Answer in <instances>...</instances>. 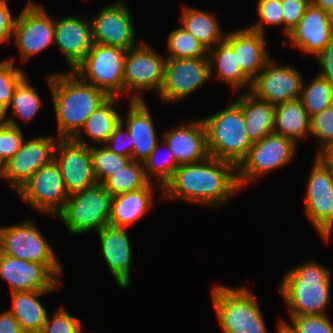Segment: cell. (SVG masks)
<instances>
[{
    "label": "cell",
    "mask_w": 333,
    "mask_h": 333,
    "mask_svg": "<svg viewBox=\"0 0 333 333\" xmlns=\"http://www.w3.org/2000/svg\"><path fill=\"white\" fill-rule=\"evenodd\" d=\"M166 59L208 57V50L183 27L170 32L167 40Z\"/></svg>",
    "instance_id": "obj_36"
},
{
    "label": "cell",
    "mask_w": 333,
    "mask_h": 333,
    "mask_svg": "<svg viewBox=\"0 0 333 333\" xmlns=\"http://www.w3.org/2000/svg\"><path fill=\"white\" fill-rule=\"evenodd\" d=\"M210 79L209 57L166 59L158 97L165 103L181 101Z\"/></svg>",
    "instance_id": "obj_14"
},
{
    "label": "cell",
    "mask_w": 333,
    "mask_h": 333,
    "mask_svg": "<svg viewBox=\"0 0 333 333\" xmlns=\"http://www.w3.org/2000/svg\"><path fill=\"white\" fill-rule=\"evenodd\" d=\"M7 107L3 102L0 101V125L6 124L8 122L7 116Z\"/></svg>",
    "instance_id": "obj_52"
},
{
    "label": "cell",
    "mask_w": 333,
    "mask_h": 333,
    "mask_svg": "<svg viewBox=\"0 0 333 333\" xmlns=\"http://www.w3.org/2000/svg\"><path fill=\"white\" fill-rule=\"evenodd\" d=\"M29 76H25L16 86L7 111L11 109L12 116H8V124L20 127L17 123L19 117L25 122L31 121L42 106V100L35 88L30 85ZM16 117V118H15Z\"/></svg>",
    "instance_id": "obj_33"
},
{
    "label": "cell",
    "mask_w": 333,
    "mask_h": 333,
    "mask_svg": "<svg viewBox=\"0 0 333 333\" xmlns=\"http://www.w3.org/2000/svg\"><path fill=\"white\" fill-rule=\"evenodd\" d=\"M128 108L127 115H121L120 122L133 139L132 160L143 163L159 143L156 123L152 120L146 101H129Z\"/></svg>",
    "instance_id": "obj_25"
},
{
    "label": "cell",
    "mask_w": 333,
    "mask_h": 333,
    "mask_svg": "<svg viewBox=\"0 0 333 333\" xmlns=\"http://www.w3.org/2000/svg\"><path fill=\"white\" fill-rule=\"evenodd\" d=\"M58 138L38 136L24 139L21 148L7 161L3 175L16 192L38 169L54 159Z\"/></svg>",
    "instance_id": "obj_18"
},
{
    "label": "cell",
    "mask_w": 333,
    "mask_h": 333,
    "mask_svg": "<svg viewBox=\"0 0 333 333\" xmlns=\"http://www.w3.org/2000/svg\"><path fill=\"white\" fill-rule=\"evenodd\" d=\"M104 146L118 155L132 159L133 139L121 122L116 126Z\"/></svg>",
    "instance_id": "obj_45"
},
{
    "label": "cell",
    "mask_w": 333,
    "mask_h": 333,
    "mask_svg": "<svg viewBox=\"0 0 333 333\" xmlns=\"http://www.w3.org/2000/svg\"><path fill=\"white\" fill-rule=\"evenodd\" d=\"M210 62V77L214 73L221 82H224L228 87H231L233 92L240 91L242 88L248 87L250 91L252 81L241 71L238 65L237 53H234L233 48L225 41L218 43L216 47L208 50ZM247 86V87H246Z\"/></svg>",
    "instance_id": "obj_28"
},
{
    "label": "cell",
    "mask_w": 333,
    "mask_h": 333,
    "mask_svg": "<svg viewBox=\"0 0 333 333\" xmlns=\"http://www.w3.org/2000/svg\"><path fill=\"white\" fill-rule=\"evenodd\" d=\"M315 59L322 70L317 75L326 79L333 86V40Z\"/></svg>",
    "instance_id": "obj_48"
},
{
    "label": "cell",
    "mask_w": 333,
    "mask_h": 333,
    "mask_svg": "<svg viewBox=\"0 0 333 333\" xmlns=\"http://www.w3.org/2000/svg\"><path fill=\"white\" fill-rule=\"evenodd\" d=\"M14 58L0 61V101L7 107L18 83L27 75L19 67H14Z\"/></svg>",
    "instance_id": "obj_40"
},
{
    "label": "cell",
    "mask_w": 333,
    "mask_h": 333,
    "mask_svg": "<svg viewBox=\"0 0 333 333\" xmlns=\"http://www.w3.org/2000/svg\"><path fill=\"white\" fill-rule=\"evenodd\" d=\"M291 323L280 319L295 333H333V323L327 314L290 316Z\"/></svg>",
    "instance_id": "obj_42"
},
{
    "label": "cell",
    "mask_w": 333,
    "mask_h": 333,
    "mask_svg": "<svg viewBox=\"0 0 333 333\" xmlns=\"http://www.w3.org/2000/svg\"><path fill=\"white\" fill-rule=\"evenodd\" d=\"M50 319L47 316L40 333H81L83 330L81 319L71 316L64 306H60Z\"/></svg>",
    "instance_id": "obj_43"
},
{
    "label": "cell",
    "mask_w": 333,
    "mask_h": 333,
    "mask_svg": "<svg viewBox=\"0 0 333 333\" xmlns=\"http://www.w3.org/2000/svg\"><path fill=\"white\" fill-rule=\"evenodd\" d=\"M112 195L102 183L70 194L57 217L71 235L97 232L109 225Z\"/></svg>",
    "instance_id": "obj_6"
},
{
    "label": "cell",
    "mask_w": 333,
    "mask_h": 333,
    "mask_svg": "<svg viewBox=\"0 0 333 333\" xmlns=\"http://www.w3.org/2000/svg\"><path fill=\"white\" fill-rule=\"evenodd\" d=\"M310 4L333 16V0H310Z\"/></svg>",
    "instance_id": "obj_50"
},
{
    "label": "cell",
    "mask_w": 333,
    "mask_h": 333,
    "mask_svg": "<svg viewBox=\"0 0 333 333\" xmlns=\"http://www.w3.org/2000/svg\"><path fill=\"white\" fill-rule=\"evenodd\" d=\"M166 57L144 40L127 50L124 66V95L129 101L144 100L141 92L155 90L163 84Z\"/></svg>",
    "instance_id": "obj_10"
},
{
    "label": "cell",
    "mask_w": 333,
    "mask_h": 333,
    "mask_svg": "<svg viewBox=\"0 0 333 333\" xmlns=\"http://www.w3.org/2000/svg\"><path fill=\"white\" fill-rule=\"evenodd\" d=\"M240 191L237 167L208 156L200 162L179 165L162 188V200L176 199L218 208Z\"/></svg>",
    "instance_id": "obj_1"
},
{
    "label": "cell",
    "mask_w": 333,
    "mask_h": 333,
    "mask_svg": "<svg viewBox=\"0 0 333 333\" xmlns=\"http://www.w3.org/2000/svg\"><path fill=\"white\" fill-rule=\"evenodd\" d=\"M0 278L9 284L11 293L56 290L63 285L45 265L2 253H0Z\"/></svg>",
    "instance_id": "obj_19"
},
{
    "label": "cell",
    "mask_w": 333,
    "mask_h": 333,
    "mask_svg": "<svg viewBox=\"0 0 333 333\" xmlns=\"http://www.w3.org/2000/svg\"><path fill=\"white\" fill-rule=\"evenodd\" d=\"M127 228L107 225L97 231L105 263L118 288L127 289L131 283L132 251Z\"/></svg>",
    "instance_id": "obj_22"
},
{
    "label": "cell",
    "mask_w": 333,
    "mask_h": 333,
    "mask_svg": "<svg viewBox=\"0 0 333 333\" xmlns=\"http://www.w3.org/2000/svg\"><path fill=\"white\" fill-rule=\"evenodd\" d=\"M211 297L223 333H268L259 302L248 288L214 285Z\"/></svg>",
    "instance_id": "obj_4"
},
{
    "label": "cell",
    "mask_w": 333,
    "mask_h": 333,
    "mask_svg": "<svg viewBox=\"0 0 333 333\" xmlns=\"http://www.w3.org/2000/svg\"><path fill=\"white\" fill-rule=\"evenodd\" d=\"M181 27L188 31L207 50L225 39L221 26L213 13L184 5L180 15Z\"/></svg>",
    "instance_id": "obj_32"
},
{
    "label": "cell",
    "mask_w": 333,
    "mask_h": 333,
    "mask_svg": "<svg viewBox=\"0 0 333 333\" xmlns=\"http://www.w3.org/2000/svg\"><path fill=\"white\" fill-rule=\"evenodd\" d=\"M21 128L8 123L0 125V154L6 161L21 148L24 141Z\"/></svg>",
    "instance_id": "obj_44"
},
{
    "label": "cell",
    "mask_w": 333,
    "mask_h": 333,
    "mask_svg": "<svg viewBox=\"0 0 333 333\" xmlns=\"http://www.w3.org/2000/svg\"><path fill=\"white\" fill-rule=\"evenodd\" d=\"M156 187L161 190L159 199H162V187L159 184L154 187L153 182L139 190L112 197L109 225L128 229L146 215L154 205Z\"/></svg>",
    "instance_id": "obj_26"
},
{
    "label": "cell",
    "mask_w": 333,
    "mask_h": 333,
    "mask_svg": "<svg viewBox=\"0 0 333 333\" xmlns=\"http://www.w3.org/2000/svg\"><path fill=\"white\" fill-rule=\"evenodd\" d=\"M331 273L328 267L311 259L286 272L280 282L279 292L289 316L327 314Z\"/></svg>",
    "instance_id": "obj_3"
},
{
    "label": "cell",
    "mask_w": 333,
    "mask_h": 333,
    "mask_svg": "<svg viewBox=\"0 0 333 333\" xmlns=\"http://www.w3.org/2000/svg\"><path fill=\"white\" fill-rule=\"evenodd\" d=\"M310 135L318 143L316 156L333 147V104L311 117Z\"/></svg>",
    "instance_id": "obj_39"
},
{
    "label": "cell",
    "mask_w": 333,
    "mask_h": 333,
    "mask_svg": "<svg viewBox=\"0 0 333 333\" xmlns=\"http://www.w3.org/2000/svg\"><path fill=\"white\" fill-rule=\"evenodd\" d=\"M0 333H24L19 322L8 310L0 313Z\"/></svg>",
    "instance_id": "obj_49"
},
{
    "label": "cell",
    "mask_w": 333,
    "mask_h": 333,
    "mask_svg": "<svg viewBox=\"0 0 333 333\" xmlns=\"http://www.w3.org/2000/svg\"><path fill=\"white\" fill-rule=\"evenodd\" d=\"M235 102L241 107L244 125L251 143L274 132L275 105L260 100L250 91H243Z\"/></svg>",
    "instance_id": "obj_27"
},
{
    "label": "cell",
    "mask_w": 333,
    "mask_h": 333,
    "mask_svg": "<svg viewBox=\"0 0 333 333\" xmlns=\"http://www.w3.org/2000/svg\"><path fill=\"white\" fill-rule=\"evenodd\" d=\"M296 146L293 140L274 132L253 143L247 157L237 167L240 189L254 184L264 174L290 164L296 155Z\"/></svg>",
    "instance_id": "obj_9"
},
{
    "label": "cell",
    "mask_w": 333,
    "mask_h": 333,
    "mask_svg": "<svg viewBox=\"0 0 333 333\" xmlns=\"http://www.w3.org/2000/svg\"><path fill=\"white\" fill-rule=\"evenodd\" d=\"M17 16H13L7 0H0V44L12 40V32Z\"/></svg>",
    "instance_id": "obj_47"
},
{
    "label": "cell",
    "mask_w": 333,
    "mask_h": 333,
    "mask_svg": "<svg viewBox=\"0 0 333 333\" xmlns=\"http://www.w3.org/2000/svg\"><path fill=\"white\" fill-rule=\"evenodd\" d=\"M54 44L73 71L93 44L90 18L79 15L55 19Z\"/></svg>",
    "instance_id": "obj_23"
},
{
    "label": "cell",
    "mask_w": 333,
    "mask_h": 333,
    "mask_svg": "<svg viewBox=\"0 0 333 333\" xmlns=\"http://www.w3.org/2000/svg\"><path fill=\"white\" fill-rule=\"evenodd\" d=\"M54 160L59 165L68 195L98 183L93 172L90 146L74 138H58Z\"/></svg>",
    "instance_id": "obj_17"
},
{
    "label": "cell",
    "mask_w": 333,
    "mask_h": 333,
    "mask_svg": "<svg viewBox=\"0 0 333 333\" xmlns=\"http://www.w3.org/2000/svg\"><path fill=\"white\" fill-rule=\"evenodd\" d=\"M164 146L167 148L168 155L163 157L164 159H158L157 153L159 149V143L148 156V158L143 162L144 173L146 178L151 182L155 181L162 188L164 185L172 178L176 168L179 166L174 159L173 153L170 151L168 146L163 142ZM160 161V162H159ZM156 179V180H155Z\"/></svg>",
    "instance_id": "obj_38"
},
{
    "label": "cell",
    "mask_w": 333,
    "mask_h": 333,
    "mask_svg": "<svg viewBox=\"0 0 333 333\" xmlns=\"http://www.w3.org/2000/svg\"><path fill=\"white\" fill-rule=\"evenodd\" d=\"M202 121L209 156L238 167L252 146L245 130L241 107L234 101L223 110L202 118Z\"/></svg>",
    "instance_id": "obj_5"
},
{
    "label": "cell",
    "mask_w": 333,
    "mask_h": 333,
    "mask_svg": "<svg viewBox=\"0 0 333 333\" xmlns=\"http://www.w3.org/2000/svg\"><path fill=\"white\" fill-rule=\"evenodd\" d=\"M266 35L251 30L248 26L232 30L225 41L237 53L241 71L253 81L272 58L268 54Z\"/></svg>",
    "instance_id": "obj_24"
},
{
    "label": "cell",
    "mask_w": 333,
    "mask_h": 333,
    "mask_svg": "<svg viewBox=\"0 0 333 333\" xmlns=\"http://www.w3.org/2000/svg\"><path fill=\"white\" fill-rule=\"evenodd\" d=\"M310 121L311 117L300 99L275 105L274 133L296 144L310 136Z\"/></svg>",
    "instance_id": "obj_31"
},
{
    "label": "cell",
    "mask_w": 333,
    "mask_h": 333,
    "mask_svg": "<svg viewBox=\"0 0 333 333\" xmlns=\"http://www.w3.org/2000/svg\"><path fill=\"white\" fill-rule=\"evenodd\" d=\"M0 253L45 265L60 281L62 265L35 222L0 227Z\"/></svg>",
    "instance_id": "obj_7"
},
{
    "label": "cell",
    "mask_w": 333,
    "mask_h": 333,
    "mask_svg": "<svg viewBox=\"0 0 333 333\" xmlns=\"http://www.w3.org/2000/svg\"><path fill=\"white\" fill-rule=\"evenodd\" d=\"M6 164L7 161L4 159V157L0 154V178L3 179V175L5 173V169H6Z\"/></svg>",
    "instance_id": "obj_54"
},
{
    "label": "cell",
    "mask_w": 333,
    "mask_h": 333,
    "mask_svg": "<svg viewBox=\"0 0 333 333\" xmlns=\"http://www.w3.org/2000/svg\"><path fill=\"white\" fill-rule=\"evenodd\" d=\"M278 328H277V332L278 333H295L293 330H291L286 324L285 322L282 321H278Z\"/></svg>",
    "instance_id": "obj_53"
},
{
    "label": "cell",
    "mask_w": 333,
    "mask_h": 333,
    "mask_svg": "<svg viewBox=\"0 0 333 333\" xmlns=\"http://www.w3.org/2000/svg\"><path fill=\"white\" fill-rule=\"evenodd\" d=\"M257 13L259 20L248 26L251 30L265 35L267 25L283 27L281 0H258Z\"/></svg>",
    "instance_id": "obj_41"
},
{
    "label": "cell",
    "mask_w": 333,
    "mask_h": 333,
    "mask_svg": "<svg viewBox=\"0 0 333 333\" xmlns=\"http://www.w3.org/2000/svg\"><path fill=\"white\" fill-rule=\"evenodd\" d=\"M55 290L21 291L11 293L12 307L8 310L19 322L24 333H40L48 311L39 298Z\"/></svg>",
    "instance_id": "obj_30"
},
{
    "label": "cell",
    "mask_w": 333,
    "mask_h": 333,
    "mask_svg": "<svg viewBox=\"0 0 333 333\" xmlns=\"http://www.w3.org/2000/svg\"><path fill=\"white\" fill-rule=\"evenodd\" d=\"M150 181L141 162L131 160L123 168L109 176L102 184L112 197L145 187Z\"/></svg>",
    "instance_id": "obj_34"
},
{
    "label": "cell",
    "mask_w": 333,
    "mask_h": 333,
    "mask_svg": "<svg viewBox=\"0 0 333 333\" xmlns=\"http://www.w3.org/2000/svg\"><path fill=\"white\" fill-rule=\"evenodd\" d=\"M90 154L92 159L93 172L98 183H103L109 176L123 168L132 159L118 155L104 145H91Z\"/></svg>",
    "instance_id": "obj_37"
},
{
    "label": "cell",
    "mask_w": 333,
    "mask_h": 333,
    "mask_svg": "<svg viewBox=\"0 0 333 333\" xmlns=\"http://www.w3.org/2000/svg\"><path fill=\"white\" fill-rule=\"evenodd\" d=\"M125 0L111 3L91 19L92 40L107 46H115L129 50L137 46L136 32L132 16Z\"/></svg>",
    "instance_id": "obj_15"
},
{
    "label": "cell",
    "mask_w": 333,
    "mask_h": 333,
    "mask_svg": "<svg viewBox=\"0 0 333 333\" xmlns=\"http://www.w3.org/2000/svg\"><path fill=\"white\" fill-rule=\"evenodd\" d=\"M127 50L92 44L84 59L73 69L83 81L103 90L109 97L124 95V66Z\"/></svg>",
    "instance_id": "obj_8"
},
{
    "label": "cell",
    "mask_w": 333,
    "mask_h": 333,
    "mask_svg": "<svg viewBox=\"0 0 333 333\" xmlns=\"http://www.w3.org/2000/svg\"><path fill=\"white\" fill-rule=\"evenodd\" d=\"M271 58L252 81L250 92L257 98L277 105L300 98L303 77L294 66Z\"/></svg>",
    "instance_id": "obj_16"
},
{
    "label": "cell",
    "mask_w": 333,
    "mask_h": 333,
    "mask_svg": "<svg viewBox=\"0 0 333 333\" xmlns=\"http://www.w3.org/2000/svg\"><path fill=\"white\" fill-rule=\"evenodd\" d=\"M283 11V32L289 33L304 15L310 0H281Z\"/></svg>",
    "instance_id": "obj_46"
},
{
    "label": "cell",
    "mask_w": 333,
    "mask_h": 333,
    "mask_svg": "<svg viewBox=\"0 0 333 333\" xmlns=\"http://www.w3.org/2000/svg\"><path fill=\"white\" fill-rule=\"evenodd\" d=\"M15 193L36 211L51 216L63 210L69 196L54 159L38 169Z\"/></svg>",
    "instance_id": "obj_12"
},
{
    "label": "cell",
    "mask_w": 333,
    "mask_h": 333,
    "mask_svg": "<svg viewBox=\"0 0 333 333\" xmlns=\"http://www.w3.org/2000/svg\"><path fill=\"white\" fill-rule=\"evenodd\" d=\"M287 37L291 46L316 57L333 40V16L310 4Z\"/></svg>",
    "instance_id": "obj_20"
},
{
    "label": "cell",
    "mask_w": 333,
    "mask_h": 333,
    "mask_svg": "<svg viewBox=\"0 0 333 333\" xmlns=\"http://www.w3.org/2000/svg\"><path fill=\"white\" fill-rule=\"evenodd\" d=\"M118 98L119 97H109L94 110L74 139L79 143L91 146V144L86 142L83 138L86 135L87 137L85 138L92 139V142L95 141V144L99 143L98 145H104L121 121L119 111L121 108L117 106V102H119Z\"/></svg>",
    "instance_id": "obj_29"
},
{
    "label": "cell",
    "mask_w": 333,
    "mask_h": 333,
    "mask_svg": "<svg viewBox=\"0 0 333 333\" xmlns=\"http://www.w3.org/2000/svg\"><path fill=\"white\" fill-rule=\"evenodd\" d=\"M47 81L58 125L57 138H74L93 111L109 98L71 70L49 74Z\"/></svg>",
    "instance_id": "obj_2"
},
{
    "label": "cell",
    "mask_w": 333,
    "mask_h": 333,
    "mask_svg": "<svg viewBox=\"0 0 333 333\" xmlns=\"http://www.w3.org/2000/svg\"><path fill=\"white\" fill-rule=\"evenodd\" d=\"M55 19L50 17L45 6L29 1L16 17L12 40L20 52V60L31 57L54 44Z\"/></svg>",
    "instance_id": "obj_13"
},
{
    "label": "cell",
    "mask_w": 333,
    "mask_h": 333,
    "mask_svg": "<svg viewBox=\"0 0 333 333\" xmlns=\"http://www.w3.org/2000/svg\"><path fill=\"white\" fill-rule=\"evenodd\" d=\"M303 80L300 100L310 117L333 104V86L316 75L309 83Z\"/></svg>",
    "instance_id": "obj_35"
},
{
    "label": "cell",
    "mask_w": 333,
    "mask_h": 333,
    "mask_svg": "<svg viewBox=\"0 0 333 333\" xmlns=\"http://www.w3.org/2000/svg\"><path fill=\"white\" fill-rule=\"evenodd\" d=\"M324 163L330 168L333 175V147L324 150L318 155Z\"/></svg>",
    "instance_id": "obj_51"
},
{
    "label": "cell",
    "mask_w": 333,
    "mask_h": 333,
    "mask_svg": "<svg viewBox=\"0 0 333 333\" xmlns=\"http://www.w3.org/2000/svg\"><path fill=\"white\" fill-rule=\"evenodd\" d=\"M163 141L178 165L200 162L209 156L202 119L184 122L163 132Z\"/></svg>",
    "instance_id": "obj_21"
},
{
    "label": "cell",
    "mask_w": 333,
    "mask_h": 333,
    "mask_svg": "<svg viewBox=\"0 0 333 333\" xmlns=\"http://www.w3.org/2000/svg\"><path fill=\"white\" fill-rule=\"evenodd\" d=\"M314 159L305 187L304 212L316 233L328 242L333 233V175L319 156Z\"/></svg>",
    "instance_id": "obj_11"
}]
</instances>
